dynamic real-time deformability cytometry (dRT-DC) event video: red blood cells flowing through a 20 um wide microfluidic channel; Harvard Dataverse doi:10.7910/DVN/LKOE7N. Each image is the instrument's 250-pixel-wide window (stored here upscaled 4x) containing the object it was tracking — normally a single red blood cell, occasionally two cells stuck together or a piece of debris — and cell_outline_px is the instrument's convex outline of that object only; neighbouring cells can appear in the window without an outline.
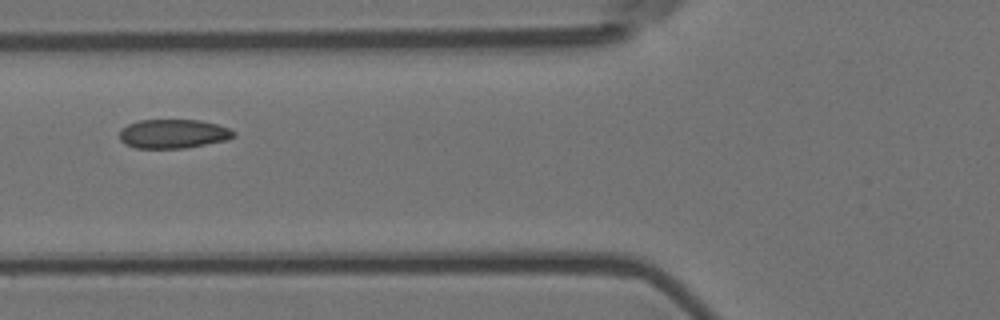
{"species": "Egyptian fruit bat (a non-hibernating species)", "species_latin": "Rousettus aegyptiacus", "temperature_condition": "room temperature", "stored_images_in_passage": 11, "camera_frame_rate_fps": 3000, "um_per_image_px": 0.085, "animal": {"sex": "female"}, "frame": {"image": 1, "passage_image": 2, "time_ms": 0.333, "image_size_px": [1000, 320], "cell_outline_px": [[236, 136], [228, 140], [184, 148], [136, 148], [124, 144], [120, 140], [120, 128], [128, 124], [140, 120], [200, 120], [216, 124], [228, 128], [236, 132]], "centroid_in_image_um": [14.72, 11.37], "position_along_channel_um": 111.1, "area_um2": 19.42}}
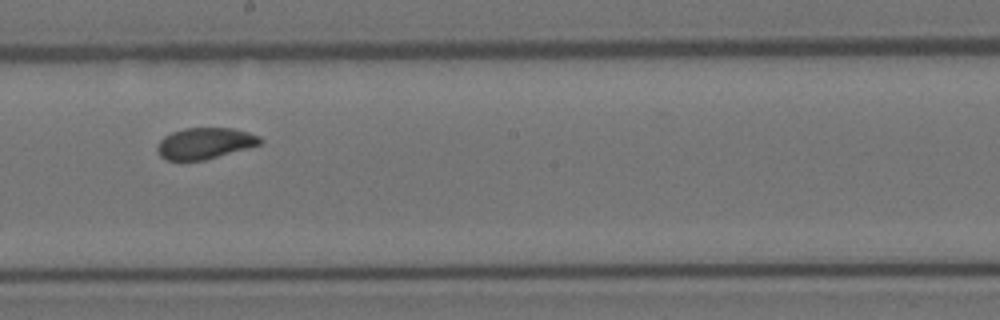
{"frame": {"image": 2, "passage_image": 5, "time_ms": 1.333, "image_size_px": [1000, 320], "cell_outline_px": [[264, 140], [260, 144], [248, 148], [204, 160], [168, 160], [160, 156], [156, 148], [160, 140], [164, 136], [172, 132], [184, 128], [232, 128], [248, 132], [260, 136]], "centroid_in_image_um": [17.42, 12.17], "position_along_channel_um": 230.8, "area_um2": 18.67}}
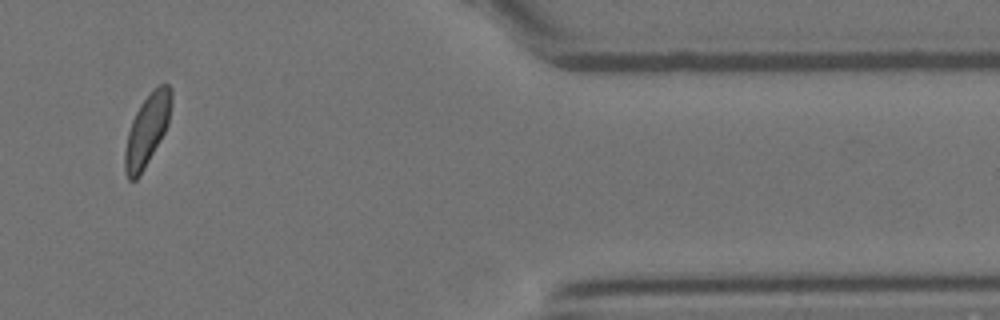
{"frame": {"image": 3, "passage_image": 9, "time_ms": 2.667, "image_size_px": [1000, 320], "cell_outline_px": [[172, 100], [168, 124], [160, 140], [140, 176], [136, 180], [128, 180], [124, 172], [124, 152], [128, 132], [132, 120], [140, 104], [152, 88], [160, 84], [168, 84], [172, 88]], "centroid_in_image_um": [12.49, 11.04], "position_along_channel_um": 398.9, "area_um2": 19.48}}